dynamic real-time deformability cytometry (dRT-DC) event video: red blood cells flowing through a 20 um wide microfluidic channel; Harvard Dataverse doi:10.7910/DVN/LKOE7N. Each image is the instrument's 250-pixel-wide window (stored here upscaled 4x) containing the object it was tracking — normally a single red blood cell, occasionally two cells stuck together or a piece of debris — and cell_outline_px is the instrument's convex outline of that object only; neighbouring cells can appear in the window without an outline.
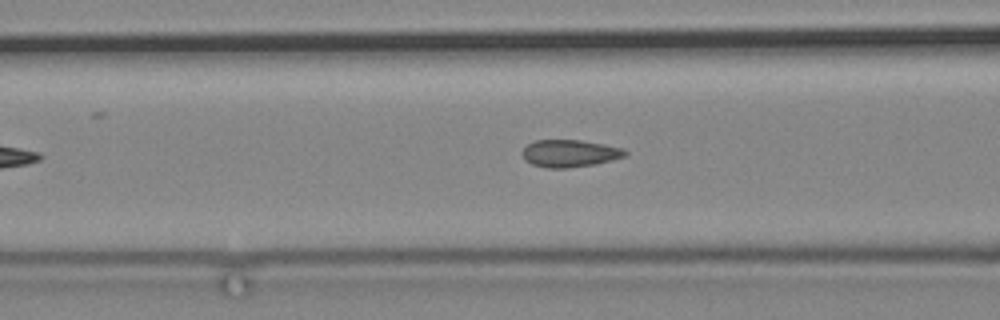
{"species": "common noctule bat (a hibernating species)", "species_latin": "Nyctalus noctula", "temperature_condition": "cold", "stored_images_in_passage": 8, "camera_frame_rate_fps": 3000, "um_per_image_px": 0.085, "animal": {"sex": "male", "body_mass_g": 19.2, "forearm_length_mm": 51.8}, "frame": {"image": 1, "passage_image": 5, "time_ms": 1.333, "image_size_px": [1000, 320], "cell_outline_px": [[628, 156], [596, 164], [568, 168], [548, 168], [532, 164], [524, 160], [520, 152], [528, 144], [536, 140], [580, 140], [604, 144], [624, 148], [628, 152]], "centroid_in_image_um": [48.44, 13.04], "position_along_channel_um": 118.2, "area_um2": 16.59}}